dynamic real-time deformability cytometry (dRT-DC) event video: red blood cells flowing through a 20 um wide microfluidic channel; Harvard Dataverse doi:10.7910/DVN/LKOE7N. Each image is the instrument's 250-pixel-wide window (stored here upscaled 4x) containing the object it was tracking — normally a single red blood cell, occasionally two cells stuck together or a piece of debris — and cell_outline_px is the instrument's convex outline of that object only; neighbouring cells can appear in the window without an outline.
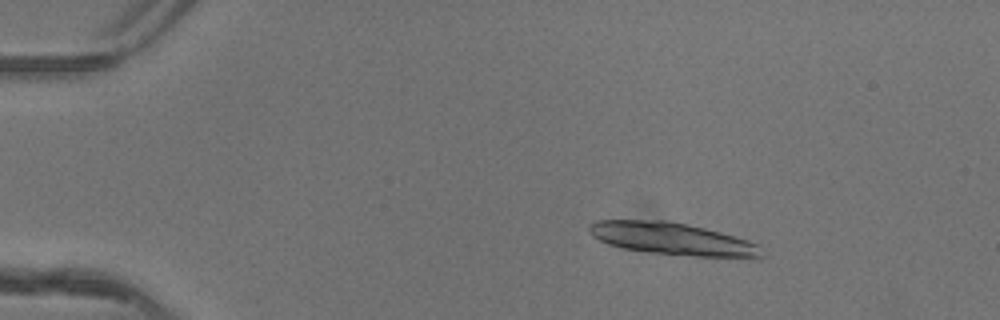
{"species": "common noctule bat (a hibernating species)", "species_latin": "Nyctalus noctula", "temperature_condition": "warm", "stored_images_in_passage": 38, "camera_frame_rate_fps": 3000, "um_per_image_px": 0.085, "animal": {"sex": "female"}, "frame": {"image": 1, "passage_image": 1, "time_ms": 0.0, "image_size_px": [1000, 320], "cell_outline_px": [[764, 256], [756, 260], [752, 260], [692, 256], [652, 252], [624, 248], [608, 244], [592, 236], [588, 232], [588, 224], [596, 220], [668, 220], [688, 224], [720, 232], [748, 240], [756, 244]], "centroid_in_image_um": [57.21, 20.32], "position_along_channel_um": 27.8, "area_um2": 32.95}}
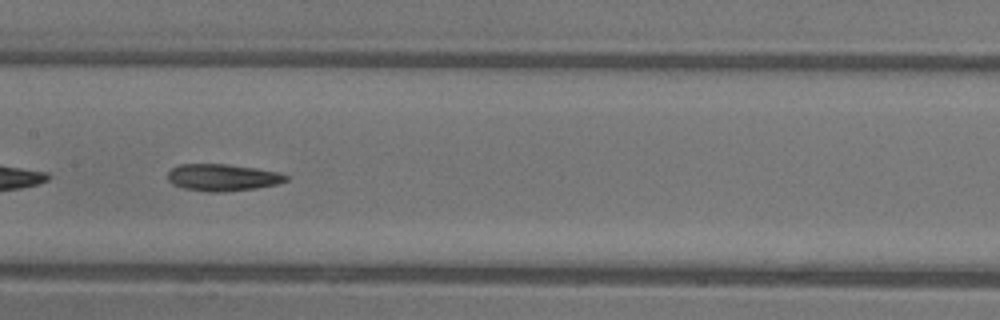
{"frame": {"image": 2, "passage_image": 19, "time_ms": 6.0, "image_size_px": [1000, 320], "cell_outline_px": [[288, 180], [276, 184], [256, 188], [220, 192], [208, 192], [184, 188], [172, 184], [168, 180], [168, 172], [172, 168], [180, 164], [228, 164], [256, 168], [280, 172], [288, 176]], "centroid_in_image_um": [18.92, 15.08], "position_along_channel_um": 188.5, "area_um2": 18.55}}
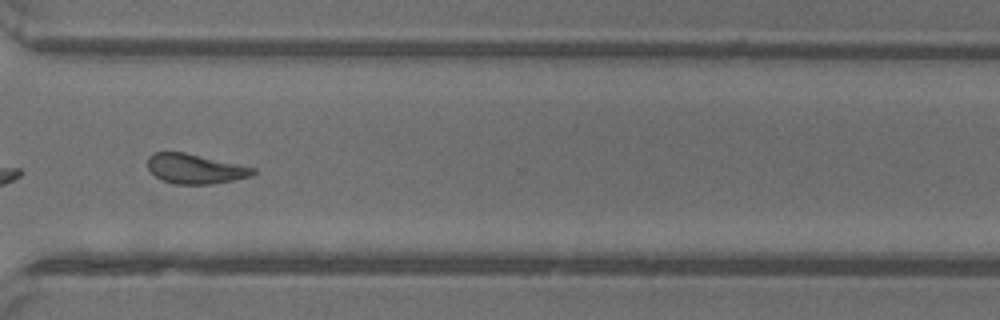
{"frame": {"image": 3, "passage_image": 31, "time_ms": 10.0, "image_size_px": [1000, 320], "cell_outline_px": [[256, 172], [252, 176], [236, 180], [212, 184], [176, 184], [164, 180], [156, 176], [148, 168], [148, 156], [152, 152], [184, 152], [256, 168]], "centroid_in_image_um": [16.61, 14.35], "position_along_channel_um": 354.0, "area_um2": 18.21}, "authors_computed_cell_mechanics": {"area_um2": 18.9295, "velocity_mm_per_s": 4.1544, "shape_relaxation_time_tau1_ms": null, "shape_relaxation_time_tau2_ms": 7.1983, "deformation_change_tau1": null, "deformation_change_tau2": 0.1836}}